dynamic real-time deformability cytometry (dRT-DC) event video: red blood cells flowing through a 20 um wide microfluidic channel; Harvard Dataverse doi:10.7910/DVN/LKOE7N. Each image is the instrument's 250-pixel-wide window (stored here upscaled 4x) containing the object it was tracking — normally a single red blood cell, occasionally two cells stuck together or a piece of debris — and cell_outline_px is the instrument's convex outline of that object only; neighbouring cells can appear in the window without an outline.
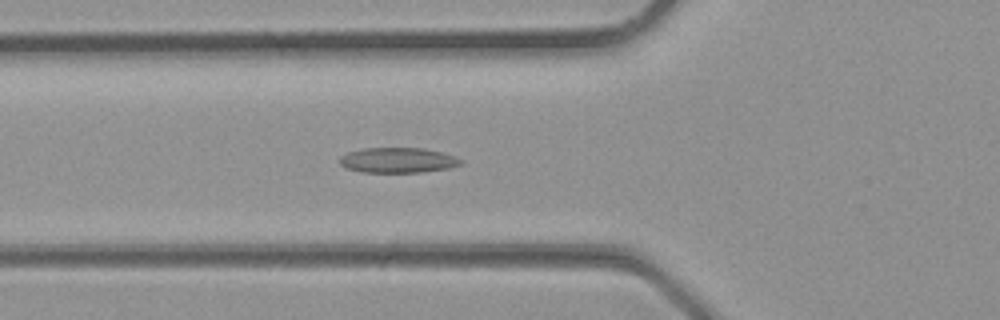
{"species": "common noctule bat (a hibernating species)", "species_latin": "Nyctalus noctula", "temperature_condition": "room temperature", "stored_images_in_passage": 22, "camera_frame_rate_fps": 3000, "um_per_image_px": 0.085, "animal": {"sex": "male", "body_mass_g": 23.1, "forearm_length_mm": 52.7}, "frame": {"image": 1, "passage_image": 3, "time_ms": 0.667, "image_size_px": [1000, 320], "cell_outline_px": [[464, 164], [448, 168], [420, 172], [364, 172], [344, 168], [336, 160], [340, 156], [348, 152], [364, 148], [424, 148], [456, 156], [464, 160]], "centroid_in_image_um": [33.81, 13.61], "position_along_channel_um": 92.0, "area_um2": 17.98}}
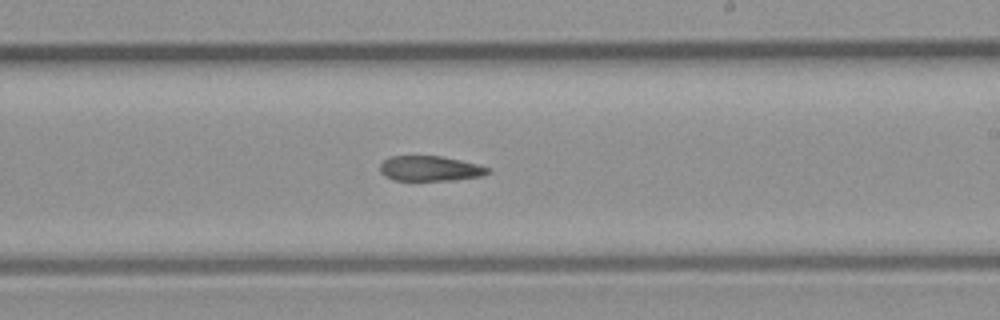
{"frame": {"image": 2, "passage_image": 11, "time_ms": 3.333, "image_size_px": [1000, 320], "cell_outline_px": [[492, 172], [480, 176], [452, 180], [396, 180], [384, 176], [380, 172], [380, 164], [388, 156], [440, 156], [460, 160], [492, 168]], "centroid_in_image_um": [36.55, 14.32], "position_along_channel_um": 252.4, "area_um2": 15.78}}
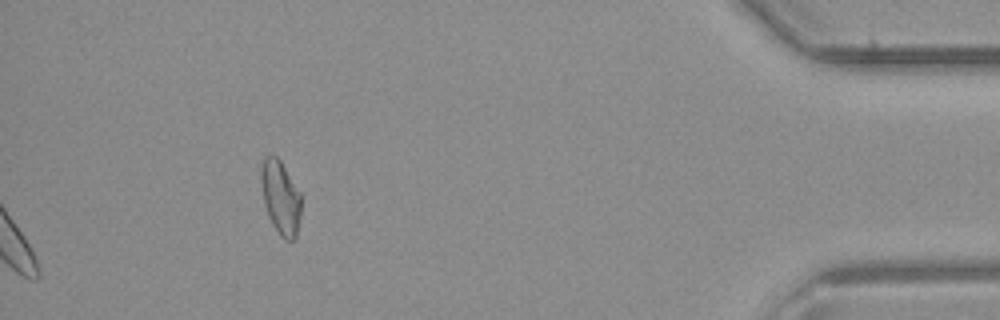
{"frame": {"image": 3, "passage_image": 22, "time_ms": 7.0, "image_size_px": [1000, 320], "cell_outline_px": [[300, 216], [296, 236], [292, 240], [284, 240], [280, 236], [272, 224], [268, 216], [264, 204], [260, 180], [260, 168], [264, 156], [268, 152], [276, 156], [280, 160], [300, 192]], "centroid_in_image_um": [23.81, 16.74], "position_along_channel_um": 411.4, "area_um2": 17.4}}